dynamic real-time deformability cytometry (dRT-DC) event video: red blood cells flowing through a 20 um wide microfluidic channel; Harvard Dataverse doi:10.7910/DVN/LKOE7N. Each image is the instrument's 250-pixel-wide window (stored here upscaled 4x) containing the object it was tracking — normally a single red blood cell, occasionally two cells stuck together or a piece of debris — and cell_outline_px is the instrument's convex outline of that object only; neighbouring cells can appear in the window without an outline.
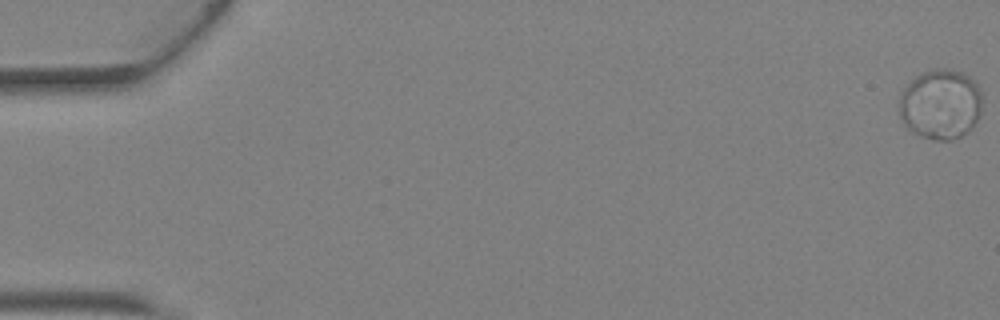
{"species": "Egyptian fruit bat (a non-hibernating species)", "species_latin": "Rousettus aegyptiacus", "temperature_condition": "warm", "stored_images_in_passage": 45, "camera_frame_rate_fps": 3000, "um_per_image_px": 0.085, "animal": {"sex": "female"}, "frame": {"image": 1, "passage_image": 1, "time_ms": 0.0, "image_size_px": [1000, 320], "cell_outline_px": [[984, 100], [980, 116], [968, 132], [952, 140], [932, 140], [920, 136], [912, 132], [904, 124], [900, 116], [900, 96], [904, 88], [916, 76], [924, 72], [936, 68], [948, 68], [960, 72], [968, 76], [980, 88]], "centroid_in_image_um": [79.98, 8.87], "position_along_channel_um": 5.0, "area_um2": 34.22}}
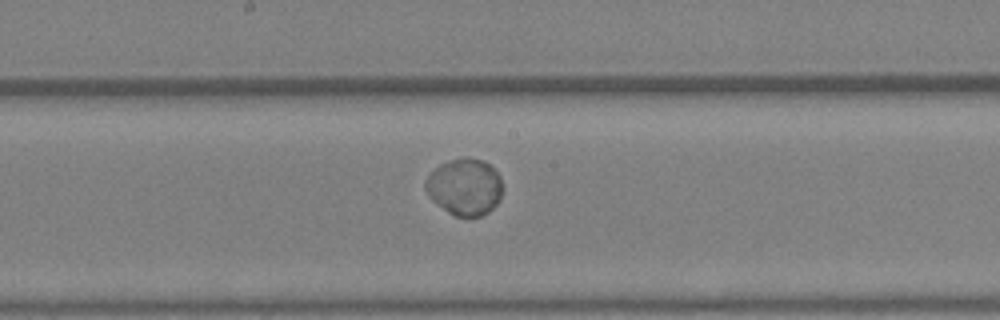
{"frame": {"image": 2, "passage_image": 25, "time_ms": 8.0, "image_size_px": [1000, 320], "cell_outline_px": [[504, 188], [500, 200], [488, 212], [480, 216], [456, 216], [448, 212], [432, 200], [424, 188], [424, 180], [440, 164], [464, 156], [468, 156], [484, 160], [500, 176]], "centroid_in_image_um": [39.52, 15.87], "position_along_channel_um": 208.7, "area_um2": 25.61}}
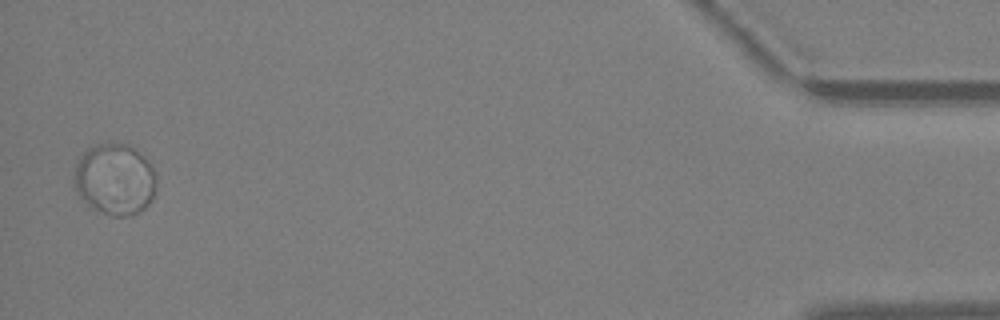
{"frame": {"image": 3, "passage_image": 44, "time_ms": 14.333, "image_size_px": [1000, 320], "cell_outline_px": [[156, 192], [152, 200], [144, 208], [132, 216], [112, 216], [96, 208], [84, 200], [80, 196], [76, 188], [76, 164], [80, 156], [88, 148], [96, 144], [128, 144], [144, 156], [152, 168], [156, 176]], "centroid_in_image_um": [9.81, 15.24], "position_along_channel_um": 425.4, "area_um2": 33.7}, "authors_computed_cell_mechanics": {"area_um2": 27.5128, "velocity_mm_per_s": 4.7305, "shape_relaxation_time_tau1_ms": 3.1619, "shape_relaxation_time_tau2_ms": null, "deformation_change_tau1": 0.0269, "deformation_change_tau2": null}}